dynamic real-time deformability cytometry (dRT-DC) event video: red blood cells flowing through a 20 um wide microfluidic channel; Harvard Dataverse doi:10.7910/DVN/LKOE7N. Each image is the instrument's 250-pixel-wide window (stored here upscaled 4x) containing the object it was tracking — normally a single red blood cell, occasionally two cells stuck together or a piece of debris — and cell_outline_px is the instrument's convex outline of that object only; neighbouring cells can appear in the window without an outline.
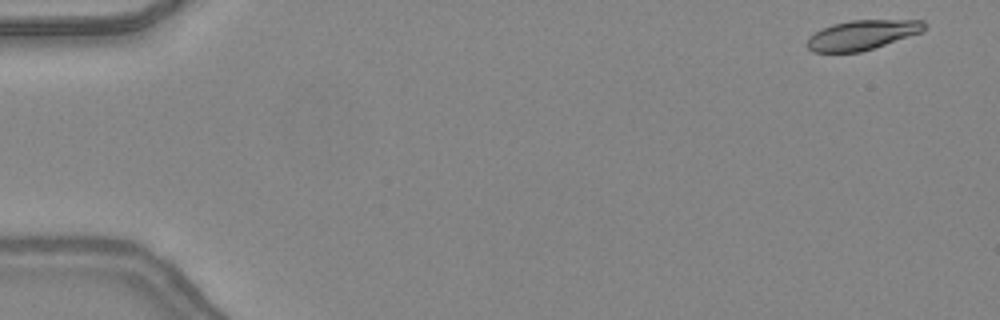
{"species": "common noctule bat (a hibernating species)", "species_latin": "Nyctalus noctula", "temperature_condition": "warm", "stored_images_in_passage": 18, "camera_frame_rate_fps": 3000, "um_per_image_px": 0.085, "animal": {"sex": "female", "body_mass_g": 24.6, "forearm_length_mm": 56.2}, "frame": {"image": 1, "passage_image": 2, "time_ms": 0.333, "image_size_px": [1000, 320], "cell_outline_px": [[924, 32], [860, 52], [812, 52], [804, 44], [808, 36], [832, 24], [852, 20], [924, 20]], "centroid_in_image_um": [73.25, 2.97], "position_along_channel_um": 11.7, "area_um2": 20.29}}
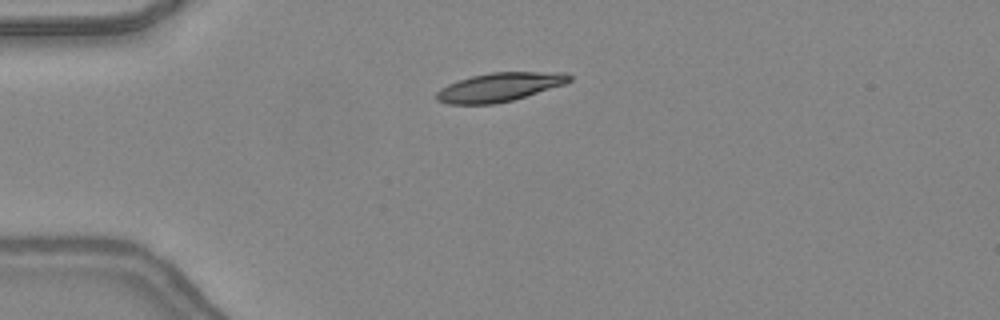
{"frame": {"image": 2, "passage_image": 12, "time_ms": 3.667, "image_size_px": [1000, 320], "cell_outline_px": [[572, 80], [564, 84], [512, 100], [496, 104], [448, 104], [436, 100], [436, 92], [440, 88], [448, 84], [472, 76], [492, 72], [568, 72], [572, 76]], "centroid_in_image_um": [42.46, 7.4], "position_along_channel_um": 42.5, "area_um2": 22.2}}
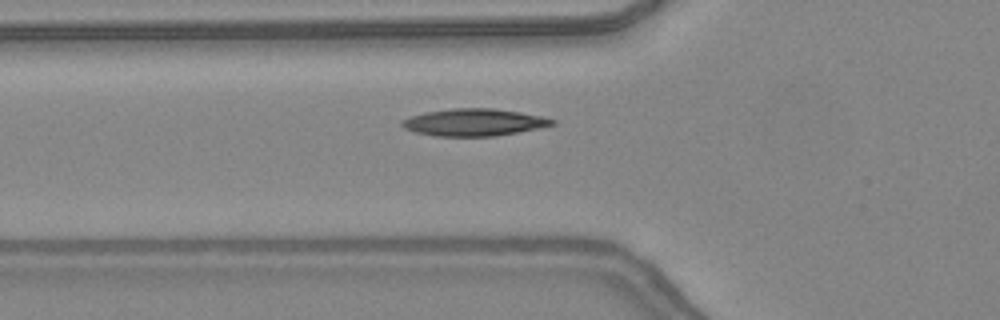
{"frame": {"image": 3, "passage_image": 17, "time_ms": 5.333, "image_size_px": [1000, 320], "cell_outline_px": [[556, 124], [540, 128], [496, 136], [436, 136], [416, 132], [404, 128], [400, 124], [400, 120], [408, 116], [428, 112], [452, 108], [492, 108], [520, 112], [540, 116], [556, 120]], "centroid_in_image_um": [40.28, 10.4], "position_along_channel_um": 85.5, "area_um2": 23.81}}